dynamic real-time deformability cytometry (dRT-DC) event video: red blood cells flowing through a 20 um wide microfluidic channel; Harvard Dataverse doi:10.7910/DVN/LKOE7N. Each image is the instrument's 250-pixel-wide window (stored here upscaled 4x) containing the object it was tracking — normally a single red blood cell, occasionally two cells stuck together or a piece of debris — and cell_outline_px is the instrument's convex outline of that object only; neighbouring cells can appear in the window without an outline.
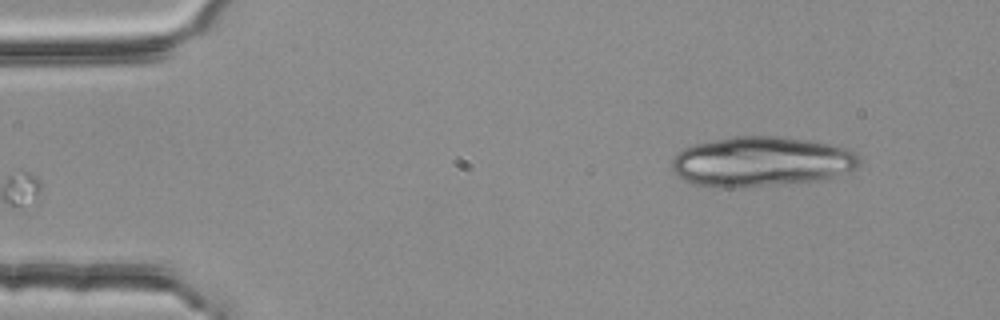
{"species": "common noctule bat (a hibernating species)", "species_latin": "Nyctalus noctula", "temperature_condition": "room temperature", "stored_images_in_passage": 5, "camera_frame_rate_fps": 3000, "um_per_image_px": 0.085, "animal": {"sex": "female", "body_mass_g": 25.1}, "frame": {"image": 1, "passage_image": 5, "time_ms": 1.333, "image_size_px": [1000, 320], "cell_outline_px": [[860, 164], [856, 168], [832, 176], [816, 180], [744, 188], [708, 188], [692, 184], [684, 180], [672, 168], [672, 160], [676, 152], [684, 148], [696, 144], [732, 136], [776, 136], [808, 140], [848, 148], [856, 152], [860, 160]], "centroid_in_image_um": [64.66, 13.75], "position_along_channel_um": 20.3, "area_um2": 54.74}}